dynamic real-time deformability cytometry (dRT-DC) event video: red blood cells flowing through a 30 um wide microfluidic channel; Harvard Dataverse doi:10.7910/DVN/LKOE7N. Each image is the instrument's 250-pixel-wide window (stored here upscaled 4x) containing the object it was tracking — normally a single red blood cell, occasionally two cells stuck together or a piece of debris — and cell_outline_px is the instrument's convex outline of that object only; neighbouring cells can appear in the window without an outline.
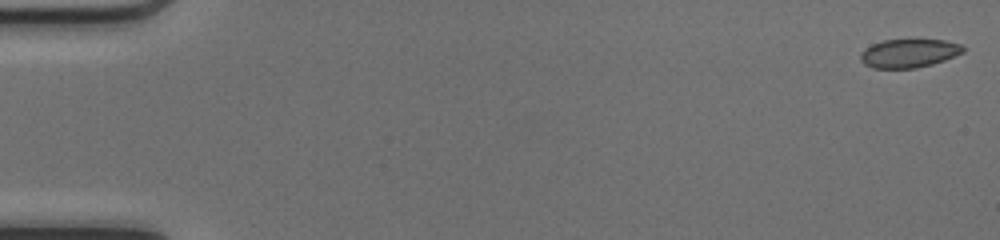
{"species": "common noctule bat (a hibernating species)", "species_latin": "Nyctalus noctula", "temperature_condition": "cold", "stored_images_in_passage": 50, "camera_frame_rate_fps": 3000, "um_per_image_px": 0.085, "animal": {"sex": "female", "body_mass_g": 17.0, "forearm_length_mm": 48.0}, "frame": {"image": 1, "passage_image": 1, "time_ms": 0.0, "image_size_px": [1000, 240], "cell_outline_px": [[964, 52], [944, 60], [932, 64], [916, 68], [872, 68], [864, 64], [860, 60], [860, 52], [872, 44], [884, 40], [944, 40], [960, 44], [964, 48]], "centroid_in_image_um": [77.23, 4.53], "position_along_channel_um": 7.8, "area_um2": 16.99}}
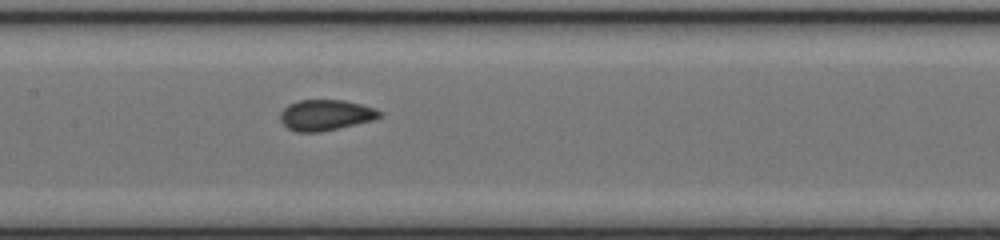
{"frame": {"image": 2, "passage_image": 25, "time_ms": 8.0, "image_size_px": [1000, 240], "cell_outline_px": [[384, 112], [380, 116], [372, 120], [320, 132], [296, 132], [288, 128], [280, 120], [280, 112], [288, 104], [300, 100], [344, 100], [376, 108]], "centroid_in_image_um": [27.67, 9.77], "position_along_channel_um": 179.7, "area_um2": 17.74}}
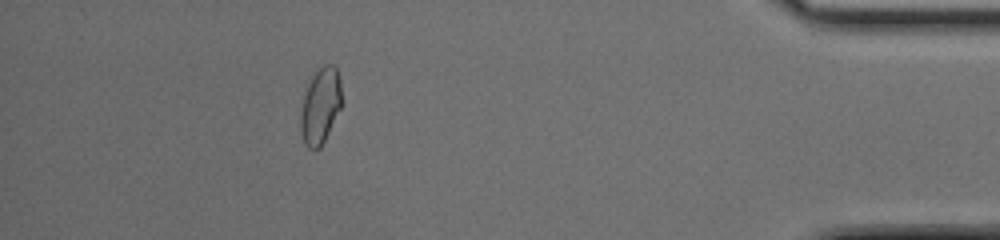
{"frame": {"image": 3, "passage_image": 45, "time_ms": 14.667, "image_size_px": [1000, 240], "cell_outline_px": [[340, 108], [320, 148], [308, 148], [300, 132], [300, 112], [304, 88], [312, 72], [324, 64], [332, 64], [336, 68], [340, 80]], "centroid_in_image_um": [27.18, 8.93], "position_along_channel_um": 408.0, "area_um2": 18.26}}